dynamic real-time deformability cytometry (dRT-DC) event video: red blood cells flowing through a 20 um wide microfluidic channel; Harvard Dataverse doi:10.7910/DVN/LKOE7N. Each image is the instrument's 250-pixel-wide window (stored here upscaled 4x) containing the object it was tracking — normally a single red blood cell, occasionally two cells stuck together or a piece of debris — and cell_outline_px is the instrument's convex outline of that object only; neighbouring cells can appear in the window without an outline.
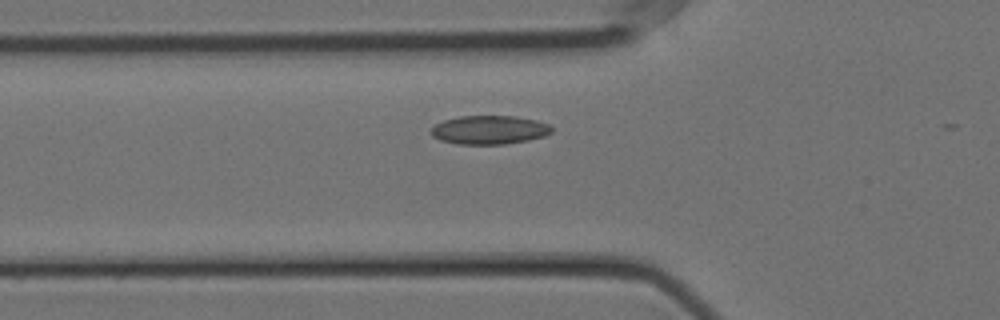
{"species": "Egyptian fruit bat (a non-hibernating species)", "species_latin": "Rousettus aegyptiacus", "temperature_condition": "cold", "stored_images_in_passage": 24, "camera_frame_rate_fps": 3000, "um_per_image_px": 0.085, "animal": {"sex": "female"}, "frame": {"image": 1, "passage_image": 5, "time_ms": 1.333, "image_size_px": [1000, 320], "cell_outline_px": [[552, 132], [544, 136], [528, 140], [504, 144], [460, 144], [440, 140], [432, 136], [432, 128], [436, 124], [444, 120], [460, 116], [516, 116], [536, 120], [548, 124], [552, 128]], "centroid_in_image_um": [41.61, 11.04], "position_along_channel_um": 84.2, "area_um2": 20.06}}
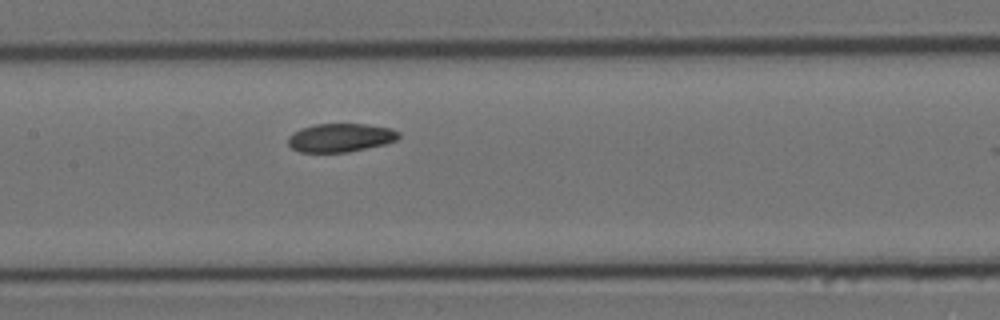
{"frame": {"image": 2, "passage_image": 13, "time_ms": 4.0, "image_size_px": [1000, 320], "cell_outline_px": [[400, 136], [396, 140], [384, 144], [348, 152], [300, 152], [292, 148], [288, 144], [288, 136], [292, 132], [300, 128], [316, 124], [368, 124], [392, 128], [400, 132]], "centroid_in_image_um": [28.93, 11.69], "position_along_channel_um": 178.5, "area_um2": 18.5}}
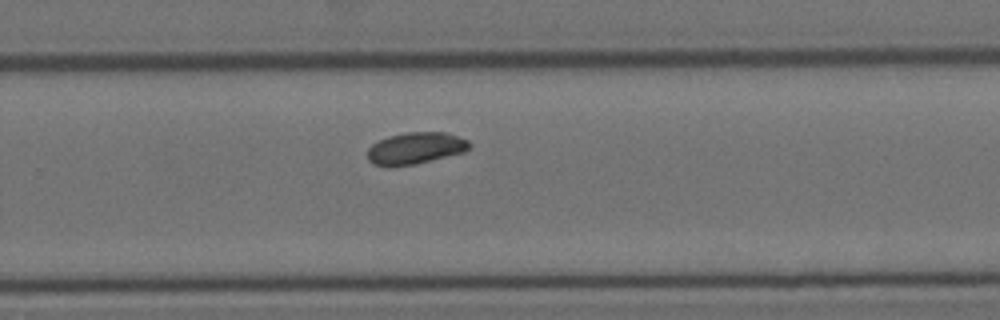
{"frame": {"image": 3, "passage_image": 23, "time_ms": 7.333, "image_size_px": [1000, 320], "cell_outline_px": [[472, 144], [464, 152], [416, 164], [392, 168], [388, 168], [372, 164], [368, 160], [368, 148], [372, 144], [388, 136], [408, 132], [444, 132], [468, 140]], "centroid_in_image_um": [35.27, 12.62], "position_along_channel_um": 294.5, "area_um2": 19.07}}